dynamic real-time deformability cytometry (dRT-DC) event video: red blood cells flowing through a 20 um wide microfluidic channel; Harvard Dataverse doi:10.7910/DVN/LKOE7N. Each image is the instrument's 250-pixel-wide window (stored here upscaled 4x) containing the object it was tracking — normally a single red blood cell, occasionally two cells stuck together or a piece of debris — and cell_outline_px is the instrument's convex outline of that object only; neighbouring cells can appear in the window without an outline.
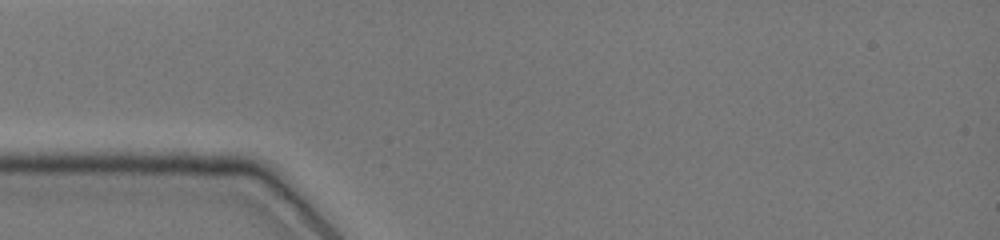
{"species": "common noctule bat (a hibernating species)", "species_latin": "Nyctalus noctula", "temperature_condition": "cold", "stored_images_in_passage": 3, "camera_frame_rate_fps": 3000, "um_per_image_px": 0.085, "animal": {"sex": "female", "body_mass_g": 19.0, "forearm_length_mm": 51.5}, "frame": {"image": 1, "passage_image": 1, "time_ms": 0.0, "image_size_px": [1000, 240], "cell_outline_px": [[256, 124], [244, 124], [156, 120], [112, 116], [108, 112], [120, 108], [224, 112], [252, 116], [256, 120]], "centroid_in_image_um": [15.66, 9.85], "position_along_channel_um": 69.3, "area_um2": 10.46}}